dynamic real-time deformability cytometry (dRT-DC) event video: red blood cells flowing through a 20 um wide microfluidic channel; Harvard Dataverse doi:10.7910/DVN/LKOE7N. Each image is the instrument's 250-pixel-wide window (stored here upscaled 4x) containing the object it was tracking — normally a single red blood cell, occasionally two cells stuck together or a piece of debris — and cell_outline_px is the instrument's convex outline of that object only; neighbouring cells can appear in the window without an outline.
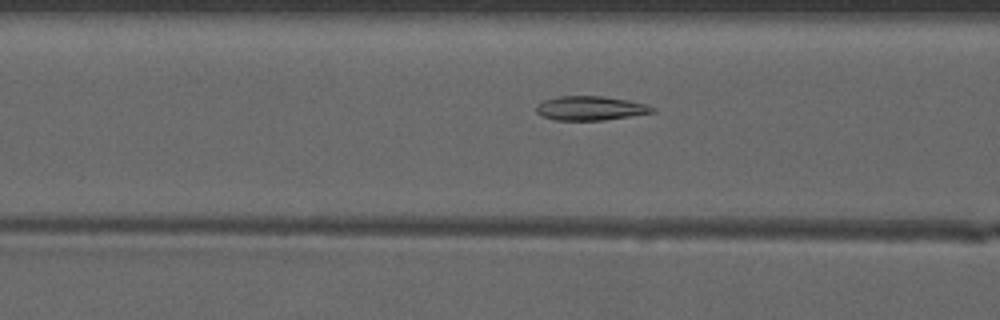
{"species": "common noctule bat (a hibernating species)", "species_latin": "Nyctalus noctula", "temperature_condition": "warm", "stored_images_in_passage": 40, "camera_frame_rate_fps": 3000, "um_per_image_px": 0.085, "animal": {"sex": "male", "forearm_length_mm": 52.5}, "frame": {"image": 1, "passage_image": 11, "time_ms": 3.333, "image_size_px": [1000, 320], "cell_outline_px": [[656, 112], [604, 120], [556, 120], [540, 116], [536, 112], [536, 104], [544, 100], [560, 96], [604, 96], [628, 100], [648, 104], [656, 108]], "centroid_in_image_um": [50.2, 9.2], "position_along_channel_um": 116.4, "area_um2": 16.53}}
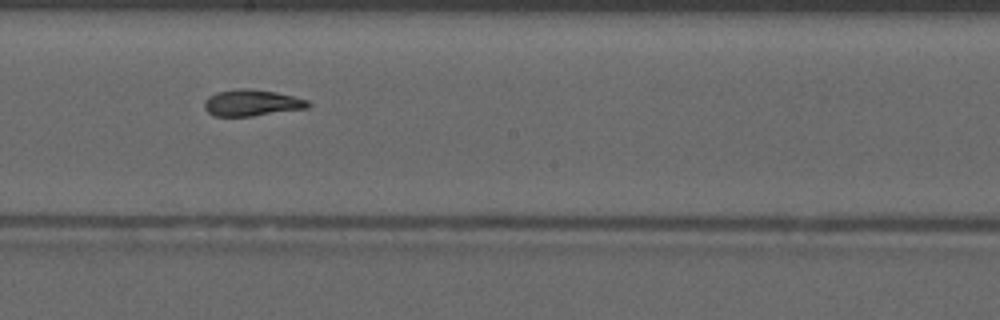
{"frame": {"image": 2, "passage_image": 19, "time_ms": 6.0, "image_size_px": [1000, 320], "cell_outline_px": [[312, 104], [308, 108], [252, 116], [216, 116], [208, 112], [204, 108], [204, 100], [208, 96], [216, 92], [240, 88], [248, 88], [276, 92], [308, 100]], "centroid_in_image_um": [21.4, 8.74], "position_along_channel_um": 226.8, "area_um2": 16.01}}
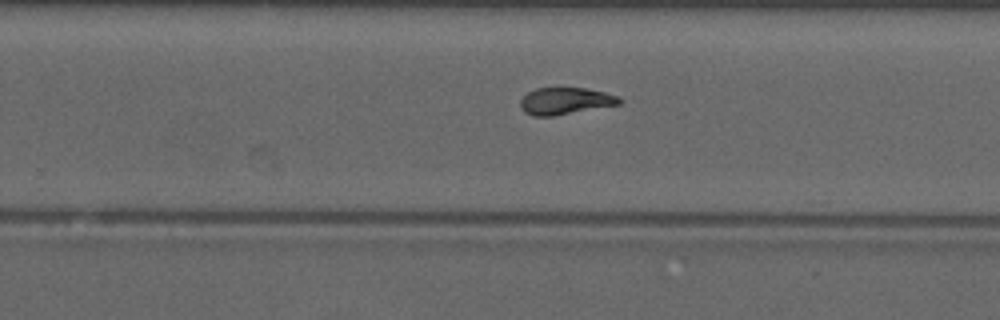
{"frame": {"image": 3, "passage_image": 23, "time_ms": 7.333, "image_size_px": [1000, 320], "cell_outline_px": [[624, 100], [620, 104], [552, 116], [532, 116], [524, 112], [520, 108], [520, 100], [528, 92], [536, 88], [584, 88], [604, 92], [620, 96]], "centroid_in_image_um": [48.05, 8.58], "position_along_channel_um": 281.7, "area_um2": 15.55}, "authors_computed_cell_mechanics": {"area_um2": 16.0973, "velocity_mm_per_s": 4.142, "shape_relaxation_time_tau1_ms": null, "shape_relaxation_time_tau2_ms": 2.6813, "deformation_change_tau1": null, "deformation_change_tau2": 0.0526}}